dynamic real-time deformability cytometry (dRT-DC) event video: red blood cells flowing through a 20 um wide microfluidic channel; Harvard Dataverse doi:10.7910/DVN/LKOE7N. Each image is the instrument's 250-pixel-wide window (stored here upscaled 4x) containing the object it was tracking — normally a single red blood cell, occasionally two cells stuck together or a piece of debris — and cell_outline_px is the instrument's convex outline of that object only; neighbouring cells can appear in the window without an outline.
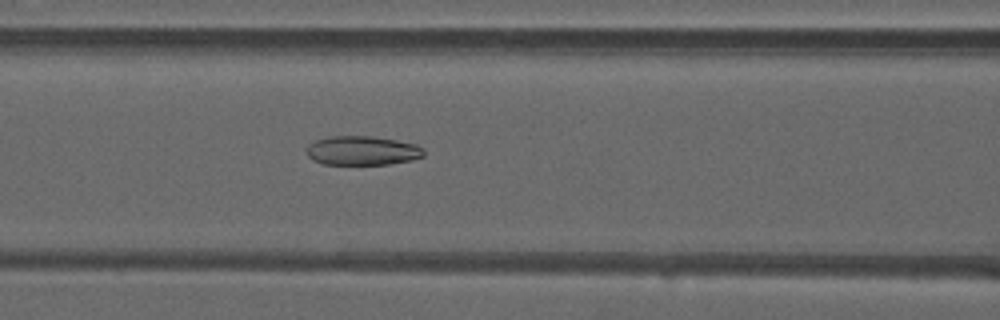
{"species": "common noctule bat (a hibernating species)", "species_latin": "Nyctalus noctula", "temperature_condition": "warm", "stored_images_in_passage": 34, "camera_frame_rate_fps": 3000, "um_per_image_px": 0.085, "animal": {"sex": "male", "forearm_length_mm": 52.5}, "frame": {"image": 1, "passage_image": 6, "time_ms": 1.667, "image_size_px": [1000, 320], "cell_outline_px": [[424, 156], [412, 160], [388, 164], [324, 164], [312, 160], [308, 156], [308, 144], [316, 140], [328, 136], [372, 136], [396, 140], [416, 144], [424, 148]], "centroid_in_image_um": [30.81, 12.8], "position_along_channel_um": 135.8, "area_um2": 19.94}}
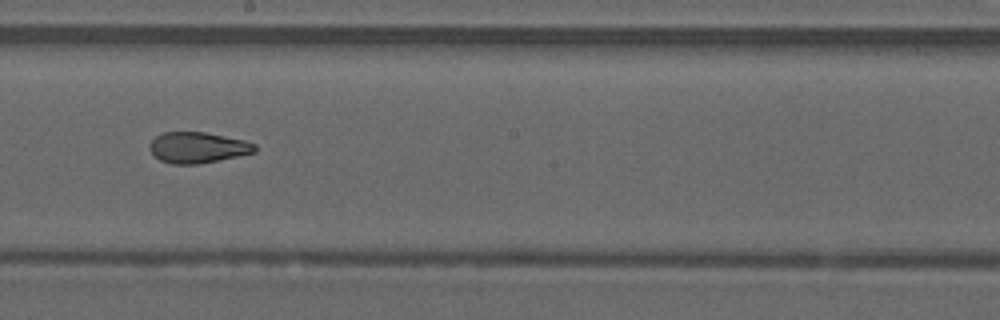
{"frame": {"image": 2, "passage_image": 13, "time_ms": 4.0, "image_size_px": [1000, 320], "cell_outline_px": [[256, 152], [196, 164], [172, 164], [160, 160], [152, 152], [148, 144], [156, 136], [164, 132], [204, 132], [244, 140], [256, 144]], "centroid_in_image_um": [16.79, 12.53], "position_along_channel_um": 231.4, "area_um2": 18.67}}
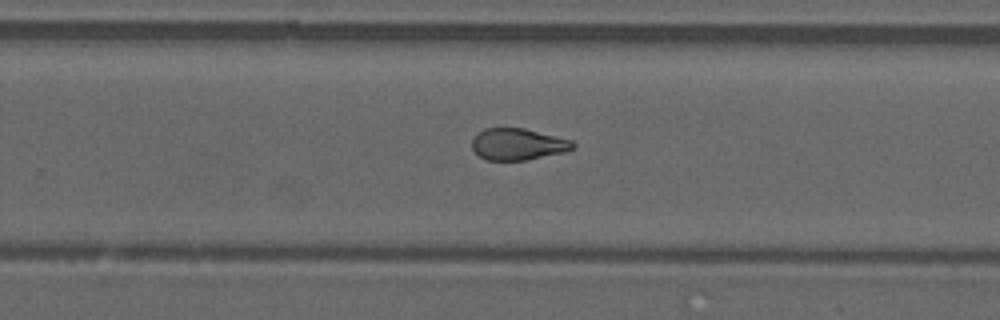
{"frame": {"image": 3, "passage_image": 17, "time_ms": 5.333, "image_size_px": [1000, 320], "cell_outline_px": [[576, 144], [572, 148], [564, 152], [524, 160], [488, 160], [480, 156], [472, 148], [472, 140], [484, 128], [524, 128], [572, 140]], "centroid_in_image_um": [44.02, 12.25], "position_along_channel_um": 285.8, "area_um2": 18.32}, "authors_computed_cell_mechanics": {"area_um2": 19.4786, "velocity_mm_per_s": 4.1079, "shape_relaxation_time_tau1_ms": null, "shape_relaxation_time_tau2_ms": 1.5939, "deformation_change_tau1": null, "deformation_change_tau2": 0.0925}}